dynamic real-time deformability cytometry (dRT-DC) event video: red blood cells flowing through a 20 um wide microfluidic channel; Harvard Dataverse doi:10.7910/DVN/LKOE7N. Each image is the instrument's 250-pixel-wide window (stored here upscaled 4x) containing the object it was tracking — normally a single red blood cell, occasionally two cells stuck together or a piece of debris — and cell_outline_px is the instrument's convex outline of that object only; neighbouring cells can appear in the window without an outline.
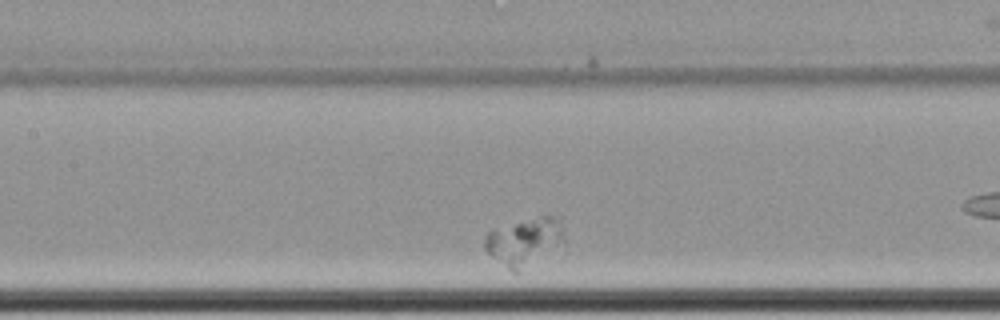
{"species": "common noctule bat (a hibernating species)", "species_latin": "Nyctalus noctula", "temperature_condition": "cold", "stored_images_in_passage": 49, "camera_frame_rate_fps": 3000, "um_per_image_px": 0.085, "animal": {"sex": "female", "body_mass_g": 22.7, "forearm_length_mm": 54.2}, "frame": {"image": 1, "passage_image": 26, "time_ms": 8.333, "image_size_px": [1000, 320], "cell_outline_px": [[564, 252], [516, 272], [512, 272], [492, 256], [484, 248], [484, 236], [492, 228], [544, 216], [560, 216], [564, 228]], "centroid_in_image_um": [44.72, 20.58], "position_along_channel_um": 162.7, "area_um2": 23.24}}
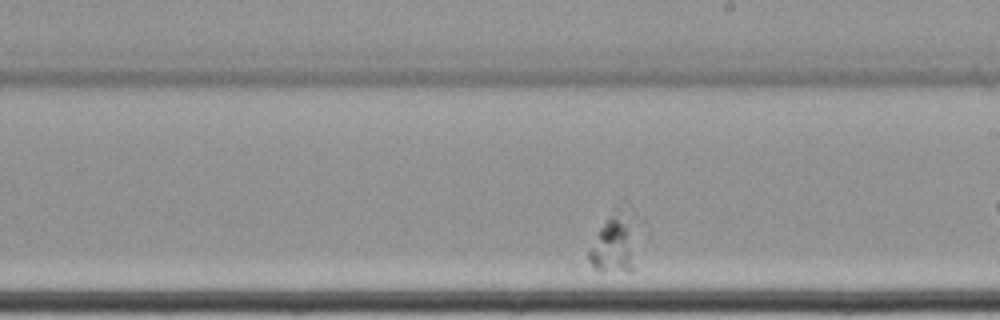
{"frame": {"image": 2, "passage_image": 33, "time_ms": 10.667, "image_size_px": [1000, 320], "cell_outline_px": [[636, 268], [632, 272], [600, 272], [592, 268], [588, 260], [588, 252], [600, 228], [612, 208], [624, 200], [628, 200], [636, 212]], "centroid_in_image_um": [52.35, 20.53], "position_along_channel_um": 236.7, "area_um2": 18.84}}
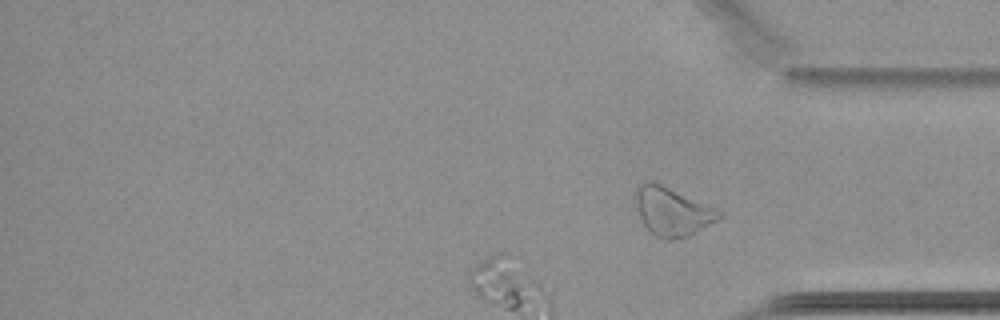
{"frame": {"image": 3, "passage_image": 49, "time_ms": 16.0, "image_size_px": [1000, 320], "cell_outline_px": [[724, 216], [688, 236], [672, 240], [668, 240], [656, 236], [644, 224], [636, 208], [636, 188], [640, 184], [648, 180], [652, 180], [724, 212]], "centroid_in_image_um": [57.14, 17.97], "position_along_channel_um": 378.1, "area_um2": 23.24}}